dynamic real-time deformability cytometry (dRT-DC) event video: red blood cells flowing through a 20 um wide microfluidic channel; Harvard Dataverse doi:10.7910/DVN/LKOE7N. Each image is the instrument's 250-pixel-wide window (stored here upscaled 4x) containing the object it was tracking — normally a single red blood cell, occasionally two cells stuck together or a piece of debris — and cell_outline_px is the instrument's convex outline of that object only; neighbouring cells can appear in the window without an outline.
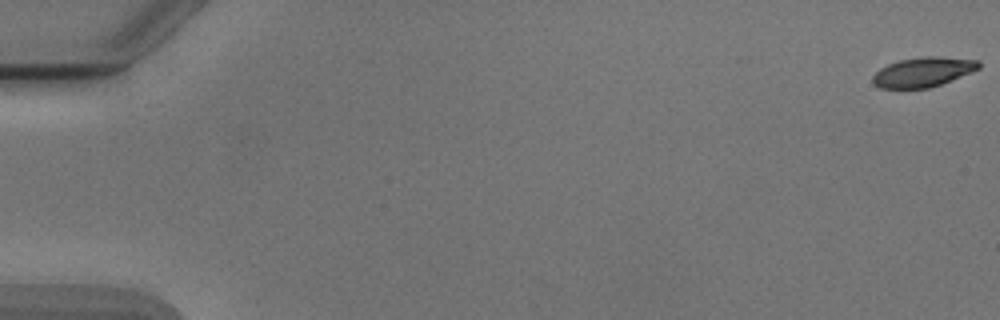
{"species": "Egyptian fruit bat (a non-hibernating species)", "species_latin": "Rousettus aegyptiacus", "temperature_condition": "cold", "stored_images_in_passage": 6, "camera_frame_rate_fps": 3000, "um_per_image_px": 0.085, "animal": {"sex": "male"}, "frame": {"image": 1, "passage_image": 1, "time_ms": 0.0, "image_size_px": [1000, 320], "cell_outline_px": [[980, 68], [972, 72], [940, 84], [928, 88], [880, 88], [872, 80], [872, 76], [880, 68], [888, 64], [900, 60], [924, 56], [932, 56], [980, 60]], "centroid_in_image_um": [78.47, 6.11], "position_along_channel_um": 6.5, "area_um2": 18.15}}
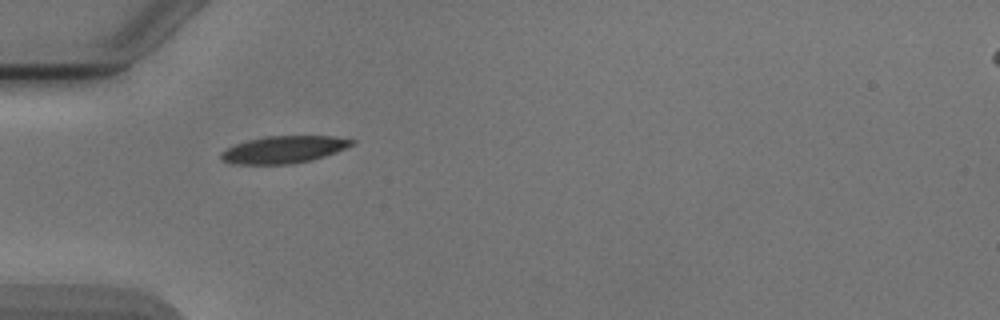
{"frame": {"image": 2, "passage_image": 5, "time_ms": 5.667, "image_size_px": [1000, 320], "cell_outline_px": [[356, 140], [352, 144], [336, 152], [312, 160], [292, 164], [240, 164], [224, 160], [220, 156], [220, 152], [236, 144], [248, 140], [268, 136], [332, 136]], "centroid_in_image_um": [24.14, 12.71], "position_along_channel_um": 60.9, "area_um2": 20.4}}
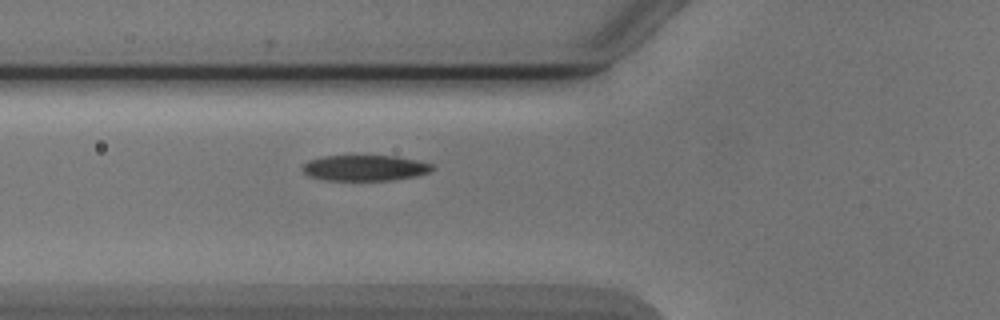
{"frame": {"image": 3, "passage_image": 6, "time_ms": 6.667, "image_size_px": [1000, 320], "cell_outline_px": [[436, 168], [428, 172], [416, 176], [392, 180], [324, 180], [308, 176], [300, 168], [308, 160], [324, 156], [396, 156], [420, 160], [432, 164]], "centroid_in_image_um": [31.02, 14.27], "position_along_channel_um": 94.8, "area_um2": 19.59}}